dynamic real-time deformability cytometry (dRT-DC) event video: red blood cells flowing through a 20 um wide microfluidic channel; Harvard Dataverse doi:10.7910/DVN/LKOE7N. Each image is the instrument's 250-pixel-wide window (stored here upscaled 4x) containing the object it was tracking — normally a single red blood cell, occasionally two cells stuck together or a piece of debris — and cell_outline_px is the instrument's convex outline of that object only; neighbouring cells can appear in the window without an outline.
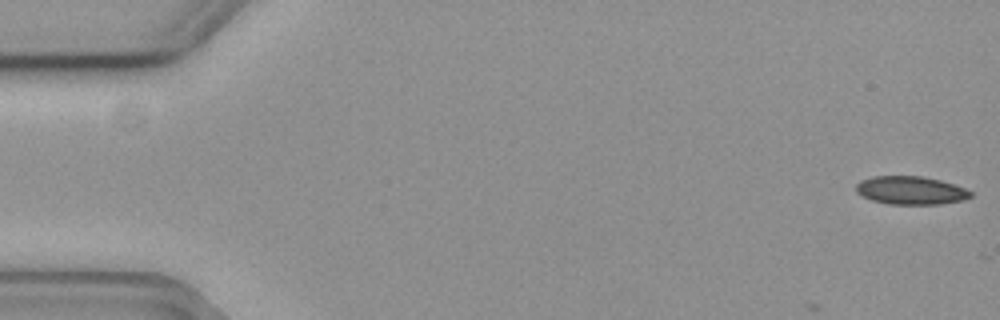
{"species": "common noctule bat (a hibernating species)", "species_latin": "Nyctalus noctula", "temperature_condition": "cold", "stored_images_in_passage": 8, "camera_frame_rate_fps": 3000, "um_per_image_px": 0.085, "animal": {"sex": "female", "body_mass_g": 19.3, "forearm_length_mm": 54.1}, "frame": {"image": 1, "passage_image": 1, "time_ms": 0.0, "image_size_px": [1000, 320], "cell_outline_px": [[972, 196], [964, 200], [940, 204], [888, 204], [872, 200], [856, 192], [856, 184], [860, 180], [872, 176], [924, 176], [940, 180], [964, 188], [972, 192]], "centroid_in_image_um": [77.4, 16.18], "position_along_channel_um": 7.6, "area_um2": 18.84}}